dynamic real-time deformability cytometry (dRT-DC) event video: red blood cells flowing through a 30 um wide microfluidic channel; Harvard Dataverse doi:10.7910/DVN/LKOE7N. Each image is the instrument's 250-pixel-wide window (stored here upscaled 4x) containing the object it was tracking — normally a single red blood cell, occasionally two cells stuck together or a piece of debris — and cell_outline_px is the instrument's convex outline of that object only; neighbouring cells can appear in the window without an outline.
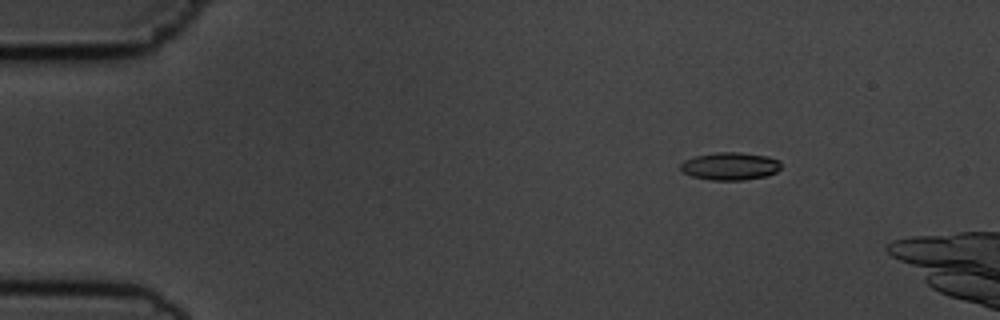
{"species": "common noctule bat (a hibernating species)", "species_latin": "Nyctalus noctula", "temperature_condition": "cold", "stored_images_in_passage": 5, "camera_frame_rate_fps": 3000, "um_per_image_px": 0.085, "animal": {"sex": "male", "body_mass_g": 19.5, "forearm_length_mm": 54.6}, "frame": {"image": 1, "passage_image": 3, "time_ms": 2.333, "image_size_px": [1000, 320], "cell_outline_px": [[780, 168], [776, 172], [768, 176], [740, 180], [712, 180], [692, 176], [684, 172], [680, 168], [680, 164], [684, 160], [696, 156], [716, 152], [740, 152], [768, 156], [780, 160]], "centroid_in_image_um": [62.08, 14.12], "position_along_channel_um": 22.9, "area_um2": 16.24}}